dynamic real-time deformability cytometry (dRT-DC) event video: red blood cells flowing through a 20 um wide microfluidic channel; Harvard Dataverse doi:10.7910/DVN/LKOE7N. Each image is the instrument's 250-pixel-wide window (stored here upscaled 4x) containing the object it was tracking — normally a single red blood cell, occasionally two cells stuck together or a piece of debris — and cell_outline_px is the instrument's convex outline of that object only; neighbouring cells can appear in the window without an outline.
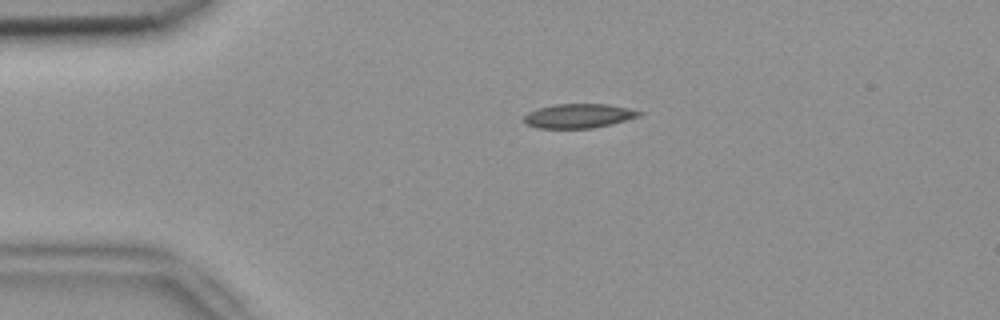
{"species": "common noctule bat (a hibernating species)", "species_latin": "Nyctalus noctula", "temperature_condition": "room temperature", "stored_images_in_passage": 2, "camera_frame_rate_fps": 3000, "um_per_image_px": 0.085, "animal": {"sex": "female", "body_mass_g": 18.4}, "frame": {"image": 1, "passage_image": 1, "time_ms": 0.0, "image_size_px": [1000, 320], "cell_outline_px": [[644, 112], [640, 116], [612, 124], [592, 128], [536, 128], [524, 124], [524, 116], [528, 112], [540, 108], [556, 104], [608, 104], [628, 108]], "centroid_in_image_um": [49.19, 9.85], "position_along_channel_um": 35.8, "area_um2": 16.3}}